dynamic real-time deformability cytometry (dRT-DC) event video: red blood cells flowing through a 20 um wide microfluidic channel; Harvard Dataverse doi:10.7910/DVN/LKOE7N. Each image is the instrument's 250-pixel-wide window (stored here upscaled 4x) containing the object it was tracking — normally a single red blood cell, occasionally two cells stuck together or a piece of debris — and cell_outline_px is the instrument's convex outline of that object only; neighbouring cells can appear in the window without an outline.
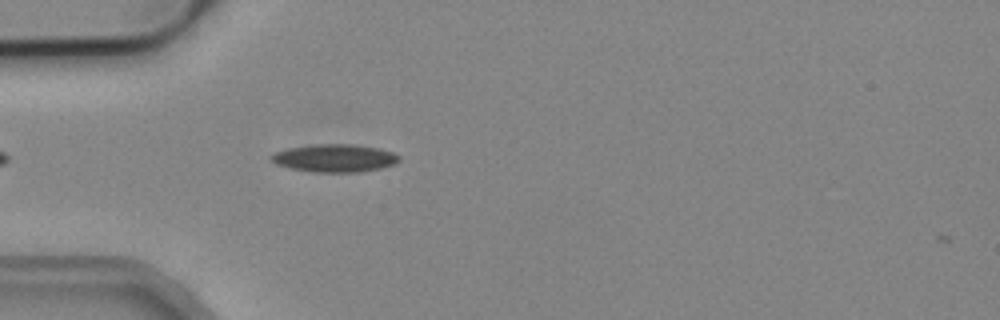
{"species": "common noctule bat (a hibernating species)", "species_latin": "Nyctalus noctula", "temperature_condition": "cold", "stored_images_in_passage": 1, "camera_frame_rate_fps": 3000, "um_per_image_px": 0.085, "animal": {"sex": "male", "body_mass_g": 19.2, "forearm_length_mm": 51.8}, "frame": {"image": 1, "passage_image": 1, "time_ms": 0.0, "image_size_px": [1000, 320], "cell_outline_px": [[400, 160], [396, 164], [380, 168], [360, 172], [312, 172], [292, 168], [276, 164], [268, 160], [268, 156], [276, 152], [288, 148], [316, 144], [348, 144], [376, 148], [392, 152], [400, 156]], "centroid_in_image_um": [28.42, 13.44], "position_along_channel_um": 56.6, "area_um2": 20.69}}